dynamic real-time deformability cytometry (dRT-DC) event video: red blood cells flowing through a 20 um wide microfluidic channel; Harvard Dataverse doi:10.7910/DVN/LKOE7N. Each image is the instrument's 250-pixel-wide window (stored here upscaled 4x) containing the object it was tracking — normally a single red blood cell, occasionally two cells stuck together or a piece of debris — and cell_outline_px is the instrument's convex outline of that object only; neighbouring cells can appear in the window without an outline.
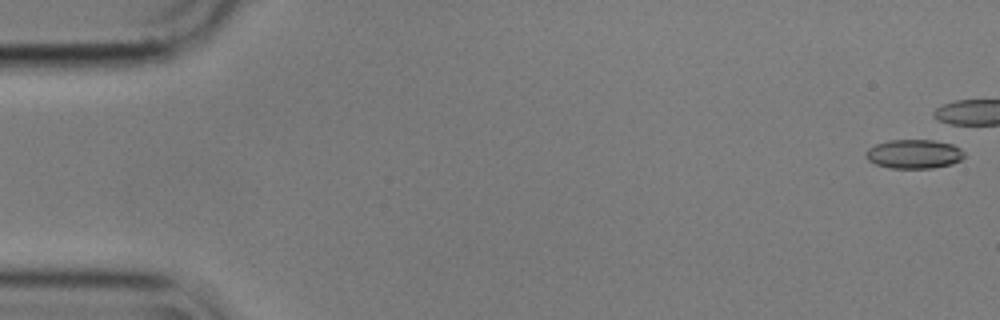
{"species": "common noctule bat (a hibernating species)", "species_latin": "Nyctalus noctula", "temperature_condition": "cold", "stored_images_in_passage": 6, "camera_frame_rate_fps": 3000, "um_per_image_px": 0.085, "animal": {"sex": "male", "body_mass_g": 17.9}, "frame": {"image": 1, "passage_image": 1, "time_ms": 0.0, "image_size_px": [1000, 320], "cell_outline_px": [[964, 156], [960, 160], [952, 164], [932, 168], [888, 168], [876, 164], [868, 160], [864, 156], [864, 152], [868, 148], [876, 144], [888, 140], [932, 140], [952, 144], [960, 148], [964, 152]], "centroid_in_image_um": [77.66, 13.09], "position_along_channel_um": 7.3, "area_um2": 16.76}}